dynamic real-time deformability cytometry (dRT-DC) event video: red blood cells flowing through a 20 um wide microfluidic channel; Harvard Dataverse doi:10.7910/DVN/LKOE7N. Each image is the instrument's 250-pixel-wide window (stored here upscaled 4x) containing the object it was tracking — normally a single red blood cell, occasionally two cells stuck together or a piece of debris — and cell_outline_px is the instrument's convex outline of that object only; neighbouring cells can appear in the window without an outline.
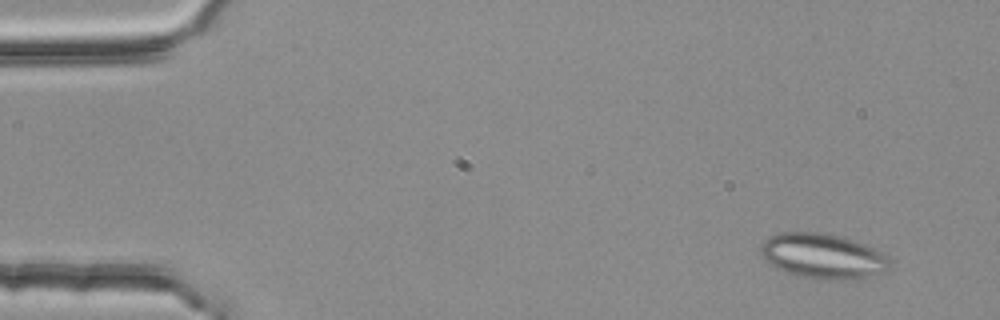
{"species": "common noctule bat (a hibernating species)", "species_latin": "Nyctalus noctula", "temperature_condition": "room temperature", "stored_images_in_passage": 6, "camera_frame_rate_fps": 3000, "um_per_image_px": 0.085, "animal": {"sex": "female", "body_mass_g": 25.1}, "frame": {"image": 1, "passage_image": 2, "time_ms": 0.333, "image_size_px": [1000, 320], "cell_outline_px": [[888, 264], [880, 272], [860, 280], [824, 280], [804, 276], [788, 272], [776, 268], [764, 260], [760, 252], [760, 244], [772, 236], [780, 232], [824, 232], [844, 236], [856, 240], [880, 252], [888, 260]], "centroid_in_image_um": [69.9, 21.76], "position_along_channel_um": 15.1, "area_um2": 33.76}}
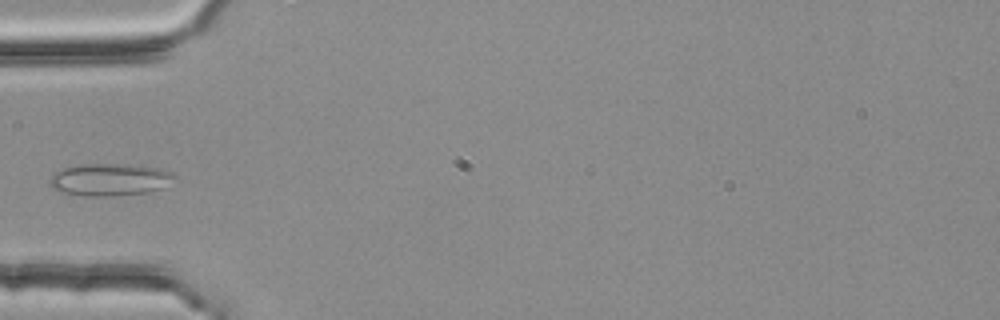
{"frame": {"image": 2, "passage_image": 6, "time_ms": 1.667, "image_size_px": [1000, 320], "cell_outline_px": [[176, 176], [164, 188], [152, 192], [112, 196], [88, 196], [60, 192], [52, 188], [48, 184], [48, 180], [52, 172], [76, 164], [136, 164], [160, 168], [172, 172]], "centroid_in_image_um": [9.31, 15.26], "position_along_channel_um": 75.7, "area_um2": 24.04}}